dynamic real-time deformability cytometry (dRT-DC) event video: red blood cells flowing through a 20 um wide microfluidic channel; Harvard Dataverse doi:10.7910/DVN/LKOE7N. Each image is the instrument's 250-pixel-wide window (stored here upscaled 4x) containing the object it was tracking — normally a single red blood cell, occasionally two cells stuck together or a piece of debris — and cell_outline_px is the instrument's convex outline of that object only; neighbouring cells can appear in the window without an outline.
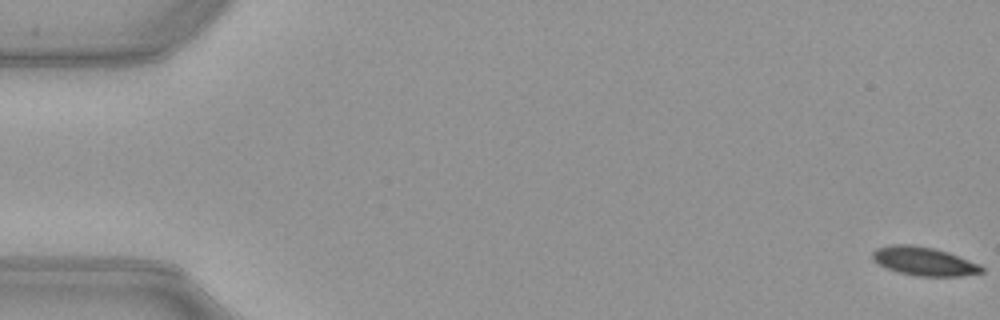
{"species": "common noctule bat (a hibernating species)", "species_latin": "Nyctalus noctula", "temperature_condition": "warm", "stored_images_in_passage": 53, "camera_frame_rate_fps": 3000, "um_per_image_px": 0.085, "animal": {"sex": "female", "body_mass_g": 21.9}, "frame": {"image": 1, "passage_image": 1, "time_ms": 0.0, "image_size_px": [1000, 320], "cell_outline_px": [[984, 272], [960, 276], [916, 276], [896, 272], [872, 260], [872, 252], [876, 248], [888, 244], [912, 244], [936, 248], [948, 252], [980, 264], [984, 268]], "centroid_in_image_um": [78.52, 22.19], "position_along_channel_um": 6.5, "area_um2": 18.44}}
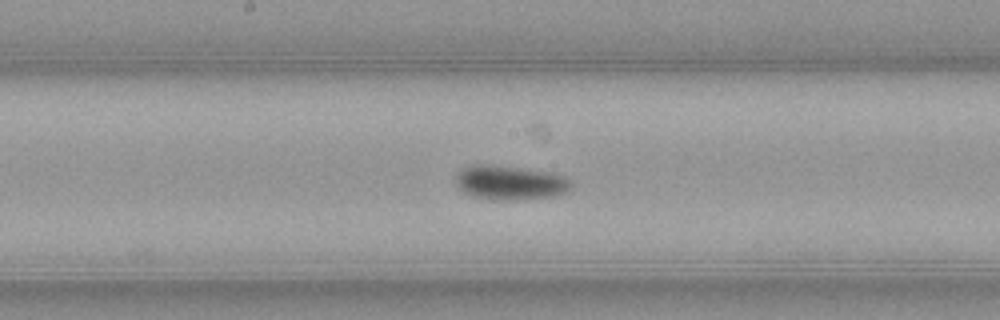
{"frame": {"image": 2, "passage_image": 28, "time_ms": 9.0, "image_size_px": [1000, 320], "cell_outline_px": [[572, 184], [568, 192], [552, 196], [516, 200], [492, 200], [476, 196], [464, 192], [456, 184], [456, 172], [460, 168], [472, 164], [484, 164], [520, 168], [552, 172], [564, 176], [572, 180]], "centroid_in_image_um": [43.36, 15.51], "position_along_channel_um": 204.8, "area_um2": 23.24}}
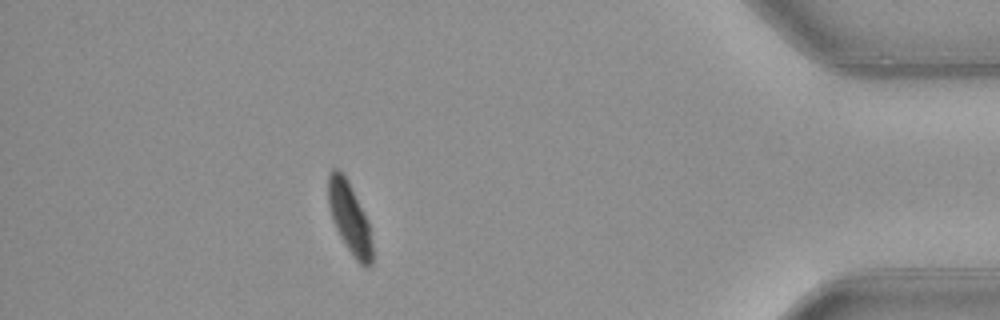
{"frame": {"image": 3, "passage_image": 47, "time_ms": 15.333, "image_size_px": [1000, 320], "cell_outline_px": [[372, 264], [368, 268], [364, 268], [356, 260], [340, 236], [332, 220], [328, 204], [328, 172], [332, 168], [340, 168], [348, 180], [368, 220], [372, 244]], "centroid_in_image_um": [29.7, 18.49], "position_along_channel_um": 405.5, "area_um2": 18.38}, "authors_computed_cell_mechanics": {"area_um2": 19.941, "velocity_mm_per_s": 3.9746, "shape_relaxation_time_tau1_ms": 10.9529, "shape_relaxation_time_tau2_ms": 9.3552, "deformation_change_tau1": 0.2235, "deformation_change_tau2": 0.1073}}